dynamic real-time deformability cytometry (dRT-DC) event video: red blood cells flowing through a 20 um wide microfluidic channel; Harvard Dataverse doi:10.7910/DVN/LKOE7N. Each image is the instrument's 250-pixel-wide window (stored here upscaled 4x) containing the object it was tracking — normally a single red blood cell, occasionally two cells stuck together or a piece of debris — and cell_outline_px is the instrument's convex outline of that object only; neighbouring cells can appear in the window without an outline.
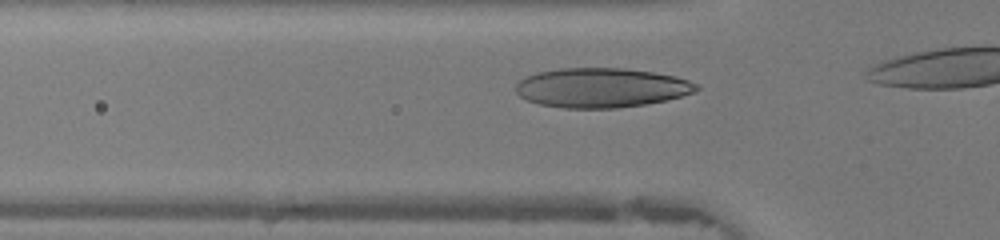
{"species": "human", "species_latin": "Homo sapiens", "temperature_condition": "warm", "stored_images_in_passage": 8, "camera_frame_rate_fps": 3000, "um_per_image_px": 0.085, "donor": {"sex": "female"}, "frame": {"image": 1, "passage_image": 3, "time_ms": 0.667, "image_size_px": [1000, 240], "cell_outline_px": [[700, 88], [692, 92], [668, 100], [644, 104], [616, 108], [564, 108], [540, 104], [528, 100], [520, 96], [516, 92], [516, 84], [524, 76], [536, 72], [560, 68], [624, 68], [652, 72], [676, 76], [700, 84]], "centroid_in_image_um": [51.11, 7.45], "position_along_channel_um": 74.7, "area_um2": 41.67}}
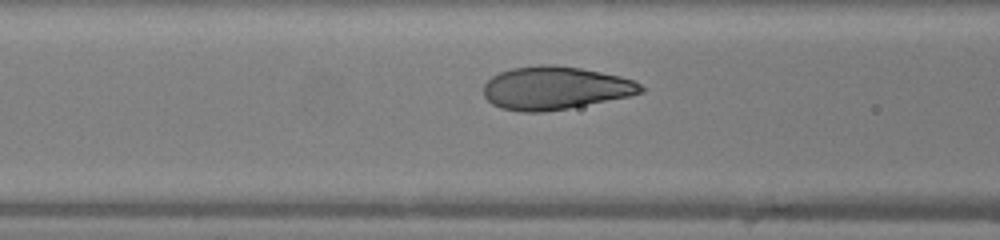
{"frame": {"image": 2, "passage_image": 6, "time_ms": 1.667, "image_size_px": [1000, 240], "cell_outline_px": [[644, 92], [632, 96], [568, 108], [544, 112], [520, 112], [500, 108], [492, 104], [484, 96], [484, 84], [492, 76], [500, 72], [512, 68], [540, 64], [552, 64], [580, 68], [620, 76], [632, 80], [640, 84], [644, 88]], "centroid_in_image_um": [47.18, 7.48], "position_along_channel_um": 119.4, "area_um2": 39.59}}